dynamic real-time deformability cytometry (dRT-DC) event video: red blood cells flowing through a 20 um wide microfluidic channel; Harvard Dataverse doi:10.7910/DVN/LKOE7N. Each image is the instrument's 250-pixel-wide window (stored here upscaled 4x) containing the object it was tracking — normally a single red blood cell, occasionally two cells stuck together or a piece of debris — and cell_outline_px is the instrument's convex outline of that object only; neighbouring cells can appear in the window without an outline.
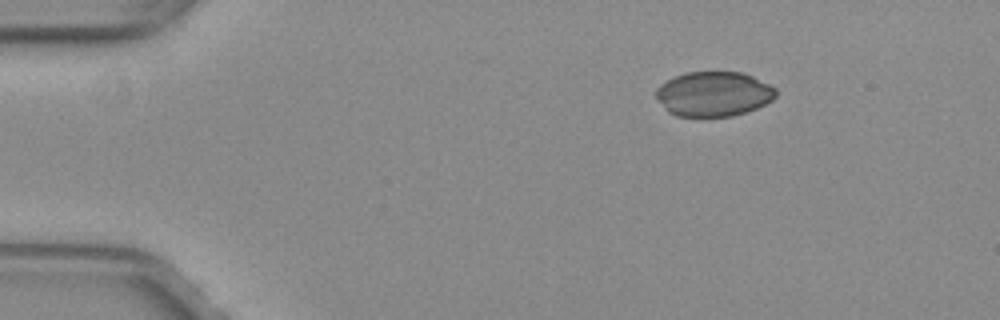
{"species": "common noctule bat (a hibernating species)", "species_latin": "Nyctalus noctula", "temperature_condition": "warm", "stored_images_in_passage": 45, "camera_frame_rate_fps": 3000, "um_per_image_px": 0.085, "animal": {"sex": "female", "body_mass_g": 29.2, "forearm_length_mm": 56.3}, "frame": {"image": 1, "passage_image": 1, "time_ms": 0.0, "image_size_px": [1000, 320], "cell_outline_px": [[776, 96], [772, 100], [756, 108], [732, 116], [700, 120], [676, 116], [668, 112], [664, 108], [656, 96], [656, 88], [660, 84], [684, 72], [744, 72], [776, 88]], "centroid_in_image_um": [60.62, 8.03], "position_along_channel_um": 24.4, "area_um2": 31.96}}
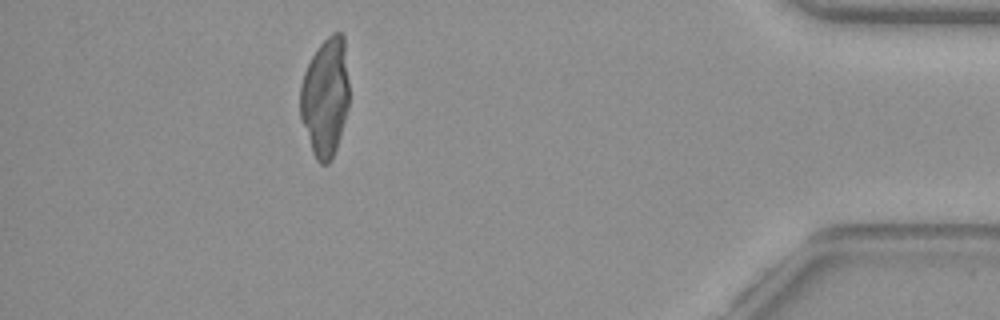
{"frame": {"image": 2, "passage_image": 40, "time_ms": 13.0, "image_size_px": [1000, 320], "cell_outline_px": [[348, 108], [336, 148], [332, 160], [328, 164], [320, 164], [316, 160], [312, 152], [300, 116], [300, 84], [304, 72], [316, 48], [332, 32], [344, 32], [348, 80]], "centroid_in_image_um": [27.64, 8.23], "position_along_channel_um": 407.6, "area_um2": 34.04}}